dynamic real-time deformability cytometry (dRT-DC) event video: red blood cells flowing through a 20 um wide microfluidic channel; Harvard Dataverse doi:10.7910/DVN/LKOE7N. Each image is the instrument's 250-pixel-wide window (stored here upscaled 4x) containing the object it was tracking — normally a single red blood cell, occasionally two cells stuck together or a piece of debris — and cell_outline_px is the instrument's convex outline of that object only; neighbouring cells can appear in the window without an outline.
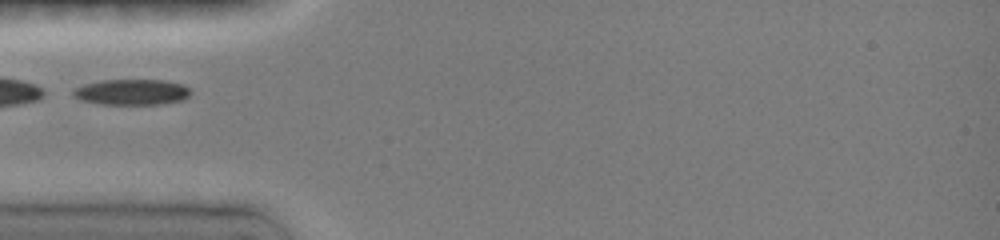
{"species": "common noctule bat (a hibernating species)", "species_latin": "Nyctalus noctula", "temperature_condition": "room temperature", "stored_images_in_passage": 17, "camera_frame_rate_fps": 3000, "um_per_image_px": 0.085, "animal": {"sex": "female", "body_mass_g": 19.0, "forearm_length_mm": 51.5}, "frame": {"image": 1, "passage_image": 1, "time_ms": 0.0, "image_size_px": [1000, 240], "cell_outline_px": [[188, 96], [180, 100], [160, 104], [100, 104], [84, 100], [76, 96], [72, 92], [76, 88], [84, 84], [100, 80], [164, 80], [180, 84], [188, 88]], "centroid_in_image_um": [11.18, 7.82], "position_along_channel_um": 73.8, "area_um2": 17.17}}